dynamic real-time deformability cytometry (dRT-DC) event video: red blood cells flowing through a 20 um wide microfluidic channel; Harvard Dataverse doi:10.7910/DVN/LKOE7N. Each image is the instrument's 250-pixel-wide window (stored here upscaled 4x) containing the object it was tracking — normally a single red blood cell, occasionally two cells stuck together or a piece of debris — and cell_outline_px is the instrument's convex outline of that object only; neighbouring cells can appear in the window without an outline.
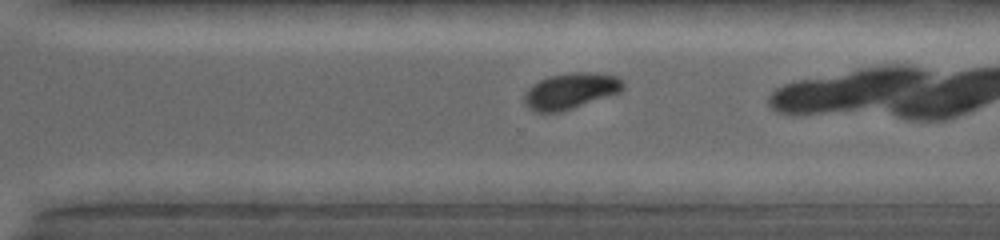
{"species": "common noctule bat (a hibernating species)", "species_latin": "Nyctalus noctula", "temperature_condition": "warm", "stored_images_in_passage": 29, "camera_frame_rate_fps": 5000, "um_per_image_px": 0.085, "animal": {"sex": "female", "body_mass_g": 19.0, "forearm_length_mm": 53.3}, "frame": {"image": 1, "passage_image": 21, "time_ms": 6.8, "image_size_px": [1000, 240], "cell_outline_px": [[624, 88], [620, 92], [560, 112], [536, 112], [528, 108], [524, 104], [524, 96], [528, 88], [540, 80], [548, 76], [572, 72], [584, 72], [620, 76], [624, 80]], "centroid_in_image_um": [48.51, 7.72], "position_along_channel_um": 322.1, "area_um2": 20.63}}